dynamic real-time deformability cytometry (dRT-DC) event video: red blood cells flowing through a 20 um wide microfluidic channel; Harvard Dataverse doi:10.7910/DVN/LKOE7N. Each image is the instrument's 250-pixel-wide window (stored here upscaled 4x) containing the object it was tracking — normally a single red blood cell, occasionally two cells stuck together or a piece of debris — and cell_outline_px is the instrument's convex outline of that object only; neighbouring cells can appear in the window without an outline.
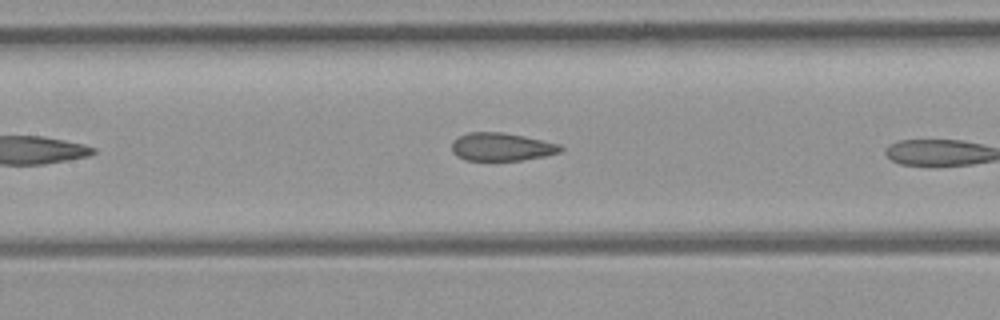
{"species": "common noctule bat (a hibernating species)", "species_latin": "Nyctalus noctula", "temperature_condition": "room temperature", "stored_images_in_passage": 5, "camera_frame_rate_fps": 3000, "um_per_image_px": 0.085, "animal": {"sex": "female", "body_mass_g": 21.9}, "frame": {"image": 1, "passage_image": 4, "time_ms": 3.667, "image_size_px": [1000, 320], "cell_outline_px": [[564, 148], [560, 152], [544, 156], [520, 160], [464, 160], [456, 156], [452, 152], [452, 140], [468, 132], [504, 132], [524, 136], [560, 144]], "centroid_in_image_um": [42.61, 12.48], "position_along_channel_um": 164.8, "area_um2": 17.8}}